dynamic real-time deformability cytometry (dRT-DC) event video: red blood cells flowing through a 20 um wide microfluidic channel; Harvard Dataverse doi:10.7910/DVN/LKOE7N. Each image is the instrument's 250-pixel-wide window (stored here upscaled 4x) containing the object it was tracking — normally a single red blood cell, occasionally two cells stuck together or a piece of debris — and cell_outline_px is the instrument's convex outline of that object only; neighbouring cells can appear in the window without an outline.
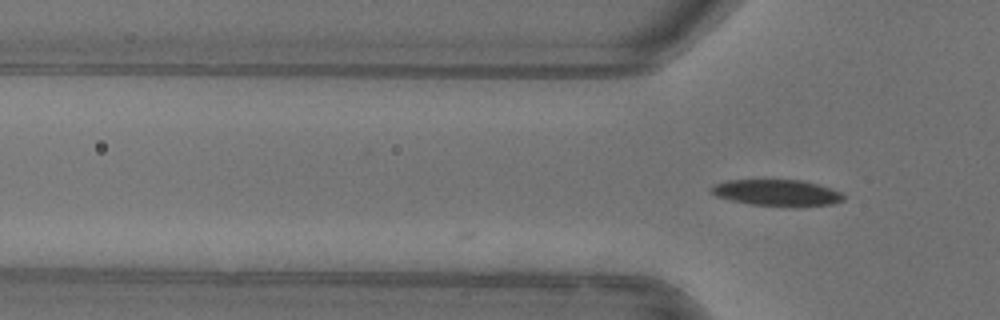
{"species": "common noctule bat (a hibernating species)", "species_latin": "Nyctalus noctula", "temperature_condition": "warm", "stored_images_in_passage": 2, "camera_frame_rate_fps": 3000, "um_per_image_px": 0.085, "animal": {"sex": "female"}, "frame": {"image": 1, "passage_image": 2, "time_ms": 0.333, "image_size_px": [1000, 320], "cell_outline_px": [[844, 200], [832, 204], [796, 208], [752, 204], [732, 200], [716, 196], [708, 188], [716, 184], [728, 180], [804, 180], [832, 188], [840, 192], [844, 196]], "centroid_in_image_um": [66.1, 16.4], "position_along_channel_um": 59.7, "area_um2": 20.58}}